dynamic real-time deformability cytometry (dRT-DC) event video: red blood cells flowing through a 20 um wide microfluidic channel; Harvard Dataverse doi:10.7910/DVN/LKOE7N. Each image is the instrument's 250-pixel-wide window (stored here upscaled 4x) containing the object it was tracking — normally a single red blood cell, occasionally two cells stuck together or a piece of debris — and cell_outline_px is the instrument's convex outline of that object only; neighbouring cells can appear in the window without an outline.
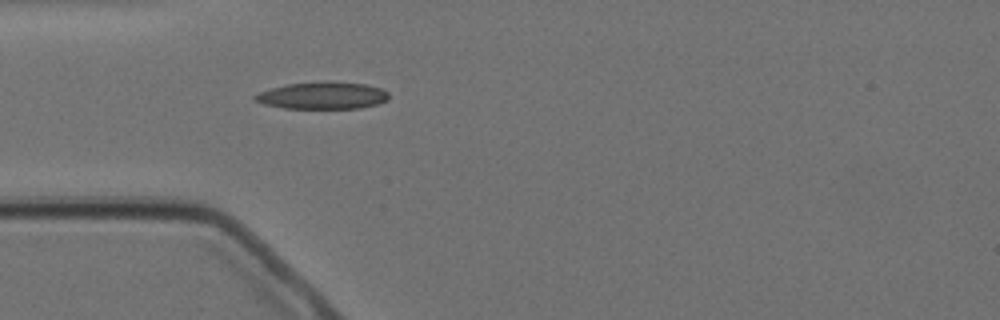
{"species": "Egyptian fruit bat (a non-hibernating species)", "species_latin": "Rousettus aegyptiacus", "temperature_condition": "cold", "stored_images_in_passage": 1, "camera_frame_rate_fps": 3000, "um_per_image_px": 0.085, "animal": {"sex": "female"}, "frame": {"image": 1, "passage_image": 1, "time_ms": 0.0, "image_size_px": [1000, 320], "cell_outline_px": [[388, 100], [376, 104], [360, 108], [284, 108], [264, 104], [256, 100], [252, 96], [260, 92], [272, 88], [288, 84], [324, 80], [364, 84], [380, 88], [388, 92]], "centroid_in_image_um": [27.43, 8.11], "position_along_channel_um": 57.6, "area_um2": 21.1}}